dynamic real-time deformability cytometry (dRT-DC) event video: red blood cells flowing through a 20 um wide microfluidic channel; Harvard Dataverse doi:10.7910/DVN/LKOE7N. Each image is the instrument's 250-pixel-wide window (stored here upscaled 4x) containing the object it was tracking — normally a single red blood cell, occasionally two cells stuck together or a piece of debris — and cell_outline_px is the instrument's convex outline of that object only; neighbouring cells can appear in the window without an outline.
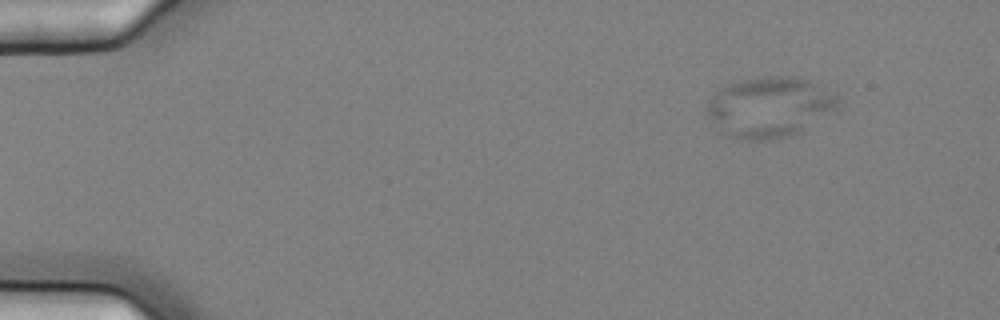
{"species": "common noctule bat (a hibernating species)", "species_latin": "Nyctalus noctula", "temperature_condition": "cold", "stored_images_in_passage": 5, "camera_frame_rate_fps": 3000, "um_per_image_px": 0.085, "animal": {"sex": "female", "body_mass_g": 25.1}, "frame": {"image": 1, "passage_image": 2, "time_ms": 0.333, "image_size_px": [1000, 320], "cell_outline_px": [[840, 100], [836, 108], [800, 132], [788, 136], [772, 140], [732, 140], [716, 132], [704, 116], [708, 100], [720, 88], [728, 84], [744, 80], [768, 76], [792, 76], [808, 80], [836, 92]], "centroid_in_image_um": [65.31, 9.14], "position_along_channel_um": 19.7, "area_um2": 47.11}}
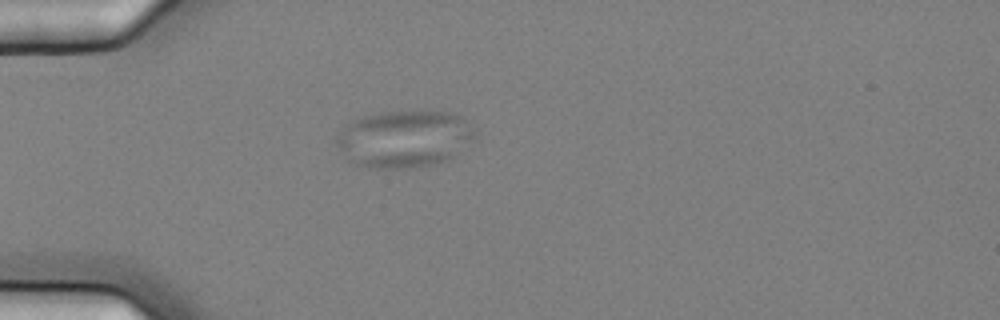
{"frame": {"image": 2, "passage_image": 5, "time_ms": 1.333, "image_size_px": [1000, 320], "cell_outline_px": [[476, 140], [452, 156], [436, 164], [412, 168], [372, 168], [356, 164], [348, 160], [336, 144], [336, 136], [352, 120], [364, 116], [384, 112], [448, 112], [460, 116], [468, 120], [476, 128]], "centroid_in_image_um": [34.41, 11.81], "position_along_channel_um": 50.6, "area_um2": 46.07}}